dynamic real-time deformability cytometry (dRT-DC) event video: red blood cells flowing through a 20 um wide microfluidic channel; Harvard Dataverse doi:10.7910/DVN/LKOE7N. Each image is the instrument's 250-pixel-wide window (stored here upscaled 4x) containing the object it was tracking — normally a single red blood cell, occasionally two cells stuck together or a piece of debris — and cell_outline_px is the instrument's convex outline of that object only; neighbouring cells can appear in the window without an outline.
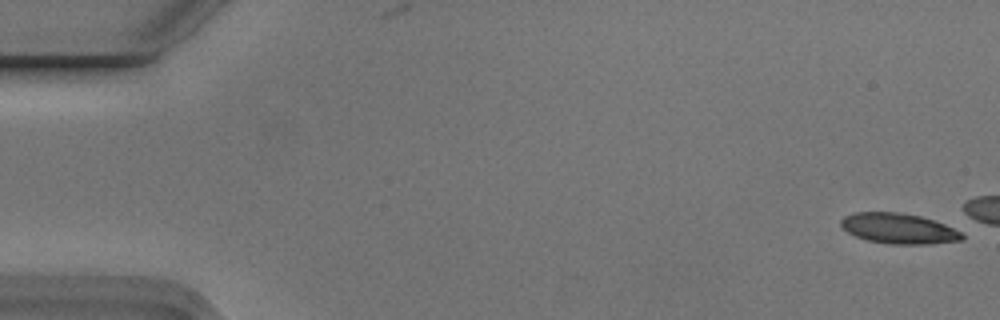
{"species": "Egyptian fruit bat (a non-hibernating species)", "species_latin": "Rousettus aegyptiacus", "temperature_condition": "cold", "stored_images_in_passage": 4, "camera_frame_rate_fps": 3000, "um_per_image_px": 0.085, "animal": {"sex": "male"}, "frame": {"image": 1, "passage_image": 1, "time_ms": 0.0, "image_size_px": [1000, 320], "cell_outline_px": [[964, 240], [932, 244], [888, 244], [868, 240], [856, 236], [848, 232], [840, 224], [840, 220], [844, 216], [852, 212], [896, 212], [920, 216], [944, 224], [960, 232], [964, 236]], "centroid_in_image_um": [76.37, 19.43], "position_along_channel_um": 8.6, "area_um2": 21.39}}